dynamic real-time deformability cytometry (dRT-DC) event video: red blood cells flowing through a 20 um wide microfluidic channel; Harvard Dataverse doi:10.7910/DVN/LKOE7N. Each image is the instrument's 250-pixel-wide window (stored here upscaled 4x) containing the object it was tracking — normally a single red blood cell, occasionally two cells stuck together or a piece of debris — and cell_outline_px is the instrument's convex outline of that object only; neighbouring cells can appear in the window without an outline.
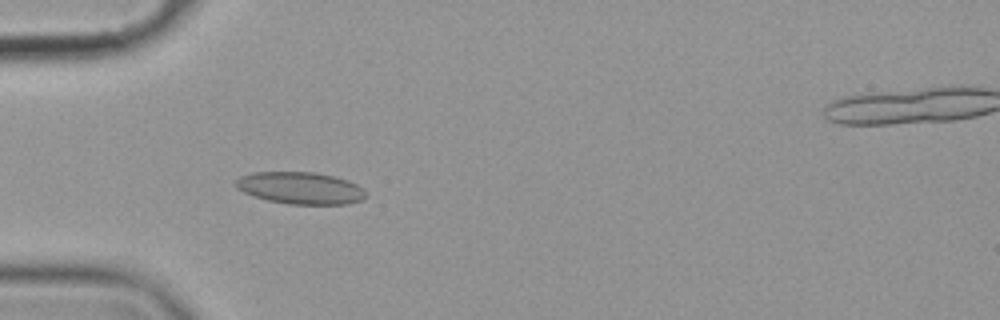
{"species": "common noctule bat (a hibernating species)", "species_latin": "Nyctalus noctula", "temperature_condition": "cold", "stored_images_in_passage": 56, "camera_frame_rate_fps": 3000, "um_per_image_px": 0.085, "animal": {"sex": "female", "body_mass_g": 19.9}, "frame": {"image": 1, "passage_image": 17, "time_ms": 5.333, "image_size_px": [1000, 320], "cell_outline_px": [[368, 196], [364, 200], [348, 204], [288, 204], [268, 200], [252, 196], [236, 188], [236, 180], [240, 176], [252, 172], [316, 172], [348, 180], [364, 188]], "centroid_in_image_um": [25.57, 15.99], "position_along_channel_um": 59.4, "area_um2": 24.51}}
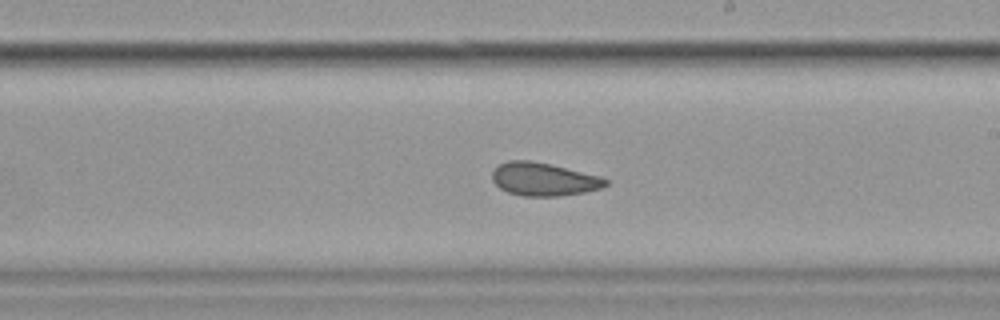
{"frame": {"image": 2, "passage_image": 33, "time_ms": 10.667, "image_size_px": [1000, 320], "cell_outline_px": [[608, 184], [600, 188], [584, 192], [560, 196], [520, 196], [508, 192], [500, 188], [492, 180], [492, 172], [500, 164], [508, 160], [528, 160], [552, 164], [600, 176], [608, 180]], "centroid_in_image_um": [46.21, 15.23], "position_along_channel_um": 242.8, "area_um2": 21.91}}
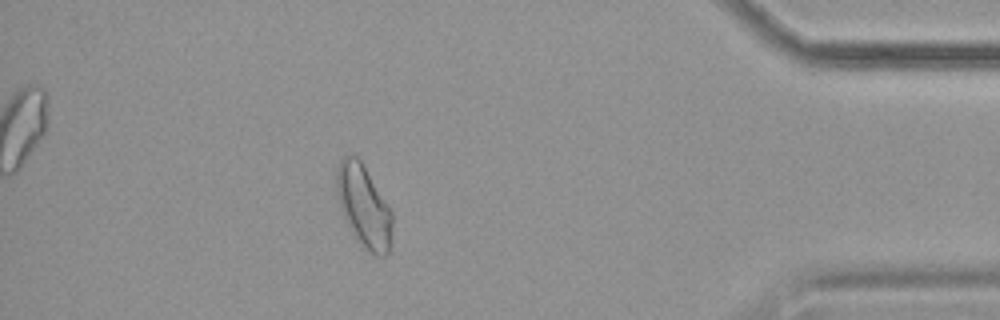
{"frame": {"image": 3, "passage_image": 50, "time_ms": 16.333, "image_size_px": [1000, 320], "cell_outline_px": [[392, 240], [388, 252], [384, 256], [376, 256], [364, 248], [352, 236], [344, 220], [336, 196], [336, 168], [340, 160], [344, 156], [352, 152], [360, 160], [392, 212]], "centroid_in_image_um": [30.88, 17.55], "position_along_channel_um": 404.3, "area_um2": 27.05}, "authors_computed_cell_mechanics": {"area_um2": 23.987, "velocity_mm_per_s": 3.5365, "shape_relaxation_time_tau1_ms": null, "shape_relaxation_time_tau2_ms": 2.4361, "deformation_change_tau1": null, "deformation_change_tau2": 0.0929}}